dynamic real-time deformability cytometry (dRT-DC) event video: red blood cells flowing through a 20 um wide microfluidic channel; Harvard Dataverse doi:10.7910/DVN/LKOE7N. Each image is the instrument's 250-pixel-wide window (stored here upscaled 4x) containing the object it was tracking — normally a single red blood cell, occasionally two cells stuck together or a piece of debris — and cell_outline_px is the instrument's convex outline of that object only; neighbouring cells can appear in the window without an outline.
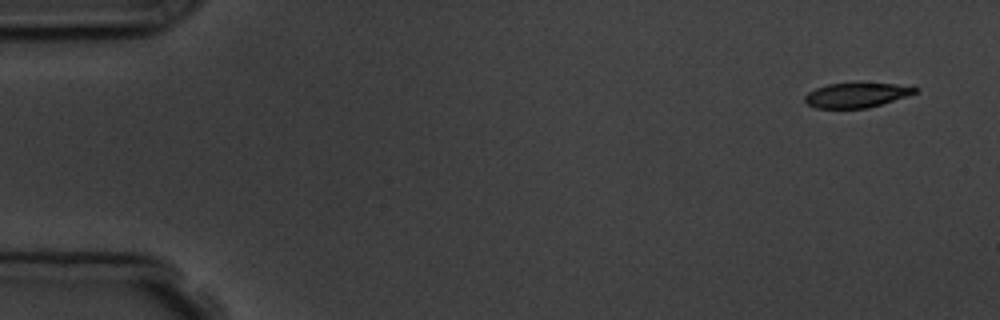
{"species": "common noctule bat (a hibernating species)", "species_latin": "Nyctalus noctula", "temperature_condition": "room temperature", "stored_images_in_passage": 4, "camera_frame_rate_fps": 3000, "um_per_image_px": 0.085, "animal": {"sex": "male", "body_mass_g": 19.5, "forearm_length_mm": 54.6}, "frame": {"image": 1, "passage_image": 1, "time_ms": 0.0, "image_size_px": [1000, 320], "cell_outline_px": [[920, 88], [916, 92], [868, 108], [816, 108], [808, 104], [804, 100], [804, 96], [808, 92], [816, 88], [828, 84], [912, 84]], "centroid_in_image_um": [72.81, 8.08], "position_along_channel_um": 12.2, "area_um2": 15.61}}